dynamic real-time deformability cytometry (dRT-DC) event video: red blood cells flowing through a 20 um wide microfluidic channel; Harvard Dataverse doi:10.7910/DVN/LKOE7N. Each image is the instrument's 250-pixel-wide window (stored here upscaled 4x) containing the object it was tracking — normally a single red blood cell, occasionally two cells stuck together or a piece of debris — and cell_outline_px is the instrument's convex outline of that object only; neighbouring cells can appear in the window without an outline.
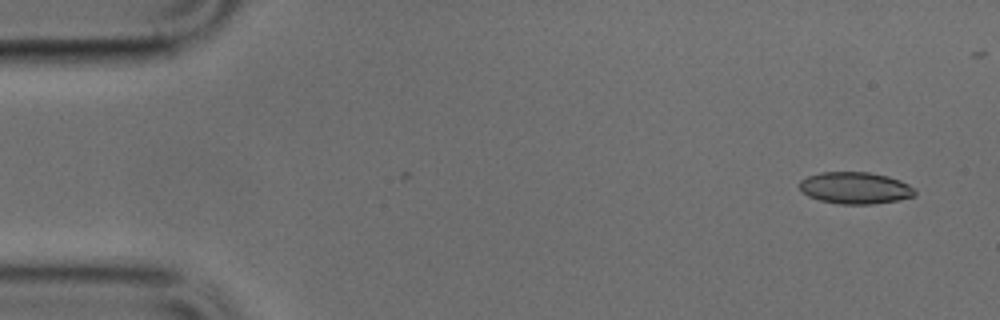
{"species": "common noctule bat (a hibernating species)", "species_latin": "Nyctalus noctula", "temperature_condition": "cold", "stored_images_in_passage": 38, "camera_frame_rate_fps": 3000, "um_per_image_px": 0.085, "animal": {"sex": "male", "body_mass_g": 17.9, "forearm_length_mm": 54.2}, "frame": {"image": 1, "passage_image": 1, "time_ms": 0.0, "image_size_px": [1000, 320], "cell_outline_px": [[916, 196], [900, 200], [872, 204], [840, 204], [820, 200], [808, 196], [800, 188], [800, 180], [808, 176], [820, 172], [868, 172], [888, 176], [900, 180], [908, 184], [916, 192]], "centroid_in_image_um": [72.71, 15.98], "position_along_channel_um": 12.3, "area_um2": 21.39}}
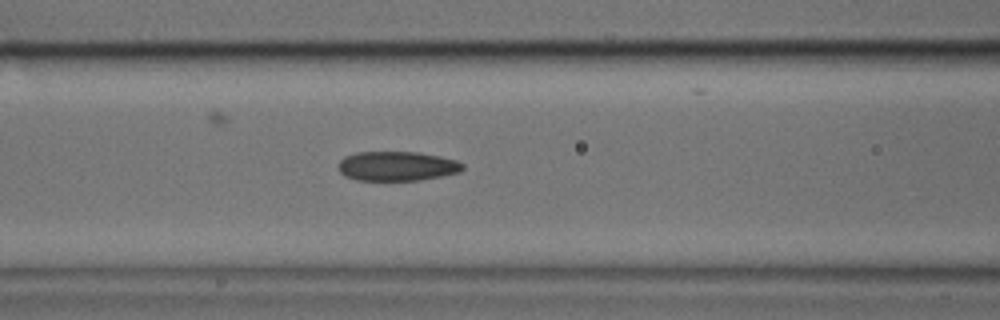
{"frame": {"image": 2, "passage_image": 18, "time_ms": 5.667, "image_size_px": [1000, 320], "cell_outline_px": [[464, 168], [460, 172], [440, 176], [416, 180], [356, 180], [344, 176], [340, 172], [340, 160], [344, 156], [356, 152], [420, 152], [440, 156], [456, 160], [464, 164]], "centroid_in_image_um": [33.75, 14.11], "position_along_channel_um": 132.9, "area_um2": 21.33}}
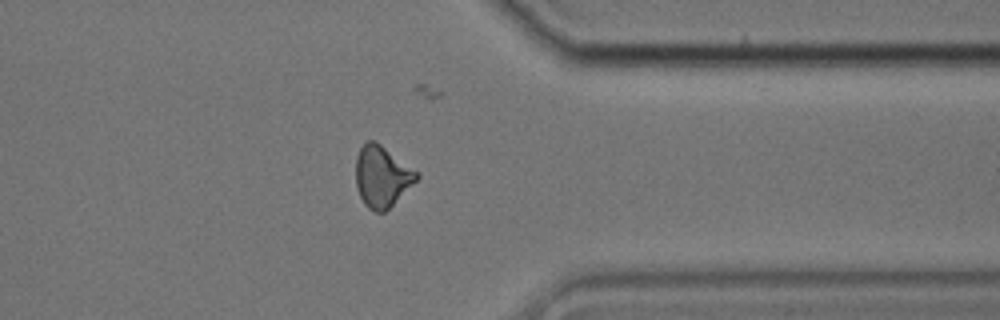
{"frame": {"image": 3, "passage_image": 37, "time_ms": 12.0, "image_size_px": [1000, 320], "cell_outline_px": [[420, 176], [384, 212], [376, 212], [368, 208], [364, 204], [356, 188], [356, 156], [360, 148], [368, 140], [376, 140], [420, 172]], "centroid_in_image_um": [32.46, 14.96], "position_along_channel_um": 378.9, "area_um2": 21.73}}